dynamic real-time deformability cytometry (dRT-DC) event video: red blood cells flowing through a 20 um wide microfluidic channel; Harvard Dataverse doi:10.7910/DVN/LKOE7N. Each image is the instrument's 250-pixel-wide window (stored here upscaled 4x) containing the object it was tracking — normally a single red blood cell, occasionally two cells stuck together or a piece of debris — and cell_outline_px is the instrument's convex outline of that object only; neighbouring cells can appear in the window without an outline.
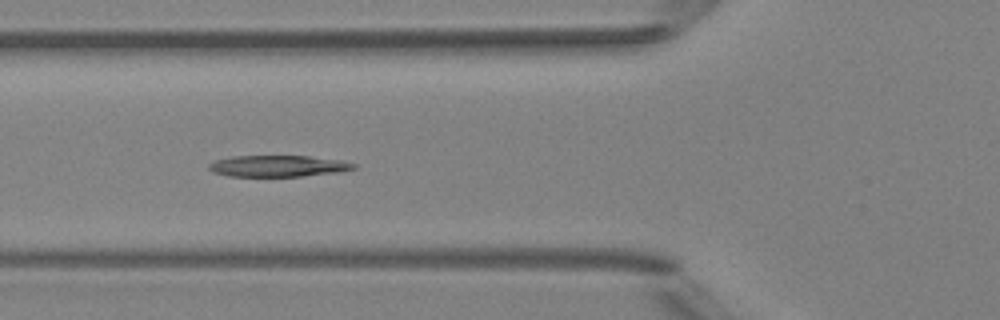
{"species": "Egyptian fruit bat (a non-hibernating species)", "species_latin": "Rousettus aegyptiacus", "temperature_condition": "room temperature", "stored_images_in_passage": 7, "camera_frame_rate_fps": 3000, "um_per_image_px": 0.085, "animal": {"sex": "female"}, "frame": {"image": 1, "passage_image": 5, "time_ms": 4.333, "image_size_px": [1000, 320], "cell_outline_px": [[356, 168], [340, 172], [300, 176], [228, 176], [212, 172], [208, 168], [208, 164], [212, 160], [232, 156], [308, 156], [340, 160], [356, 164]], "centroid_in_image_um": [23.58, 14.11], "position_along_channel_um": 102.2, "area_um2": 18.09}}
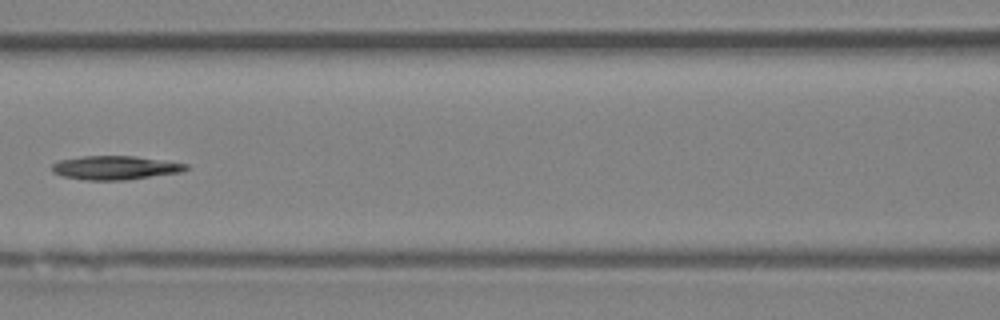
{"frame": {"image": 2, "passage_image": 6, "time_ms": 5.667, "image_size_px": [1000, 320], "cell_outline_px": [[188, 168], [180, 172], [124, 180], [84, 180], [64, 176], [52, 172], [52, 164], [60, 160], [80, 156], [136, 156], [188, 164]], "centroid_in_image_um": [9.76, 14.25], "position_along_channel_um": 156.8, "area_um2": 18.44}}
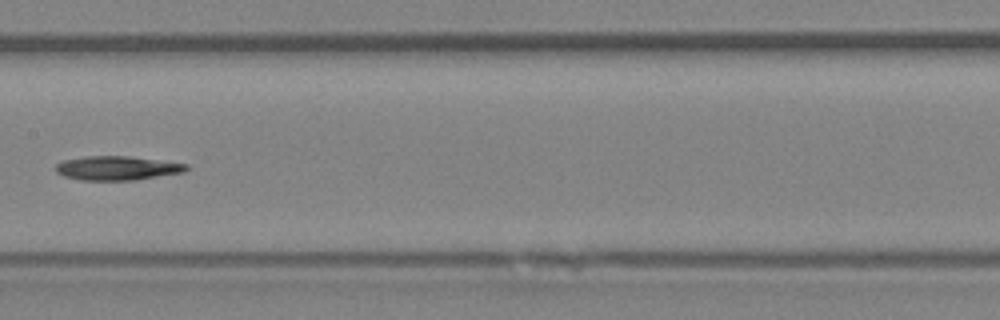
{"frame": {"image": 3, "passage_image": 7, "time_ms": 6.667, "image_size_px": [1000, 320], "cell_outline_px": [[188, 168], [184, 172], [136, 180], [80, 180], [64, 176], [56, 172], [52, 168], [60, 160], [88, 156], [128, 156], [188, 164]], "centroid_in_image_um": [9.89, 14.29], "position_along_channel_um": 197.5, "area_um2": 18.44}}